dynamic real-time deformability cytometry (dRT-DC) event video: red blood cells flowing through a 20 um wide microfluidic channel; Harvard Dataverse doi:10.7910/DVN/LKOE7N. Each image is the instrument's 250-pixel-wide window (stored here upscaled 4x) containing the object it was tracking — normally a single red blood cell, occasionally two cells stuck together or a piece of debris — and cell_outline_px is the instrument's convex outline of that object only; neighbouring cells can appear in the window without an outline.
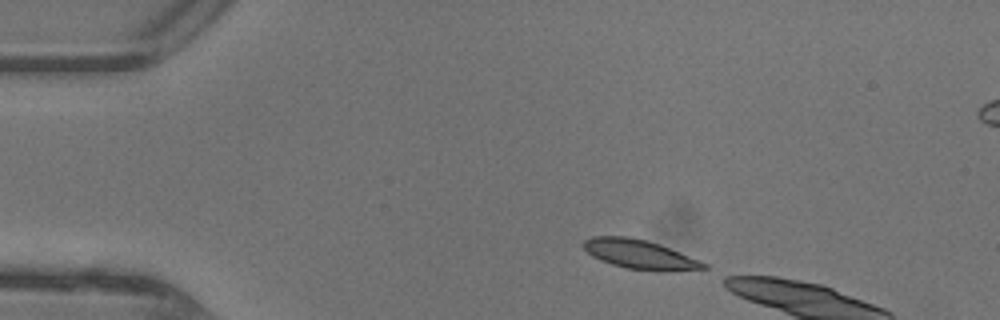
{"species": "common noctule bat (a hibernating species)", "species_latin": "Nyctalus noctula", "temperature_condition": "warm", "stored_images_in_passage": 4, "camera_frame_rate_fps": 3000, "um_per_image_px": 0.085, "animal": {"sex": "female"}, "frame": {"image": 1, "passage_image": 1, "time_ms": 0.0, "image_size_px": [1000, 320], "cell_outline_px": [[708, 268], [668, 272], [656, 272], [628, 268], [612, 264], [600, 260], [592, 256], [584, 248], [584, 240], [592, 236], [628, 236], [660, 244], [700, 260], [708, 264]], "centroid_in_image_um": [54.42, 21.63], "position_along_channel_um": 30.6, "area_um2": 20.58}}